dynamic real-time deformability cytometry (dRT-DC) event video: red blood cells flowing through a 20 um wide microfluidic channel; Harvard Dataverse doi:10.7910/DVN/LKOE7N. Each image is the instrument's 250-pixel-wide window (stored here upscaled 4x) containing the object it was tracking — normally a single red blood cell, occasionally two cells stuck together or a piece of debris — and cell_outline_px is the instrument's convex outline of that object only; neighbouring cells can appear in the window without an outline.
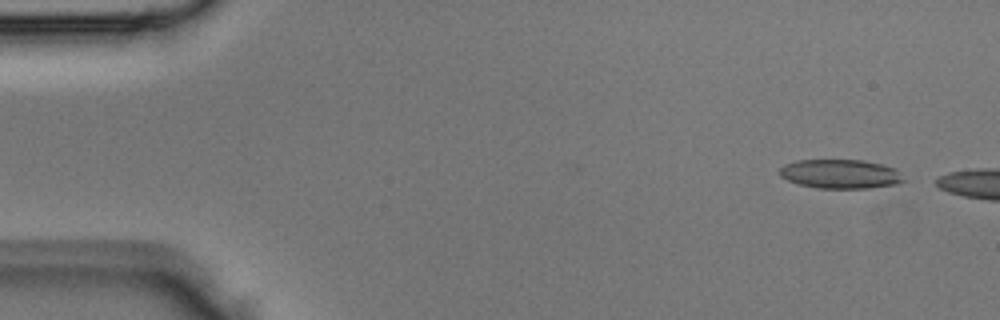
{"species": "Egyptian fruit bat (a non-hibernating species)", "species_latin": "Rousettus aegyptiacus", "temperature_condition": "room temperature", "stored_images_in_passage": 2, "camera_frame_rate_fps": 3000, "um_per_image_px": 0.085, "animal": {"sex": "male"}, "frame": {"image": 1, "passage_image": 1, "time_ms": 0.0, "image_size_px": [1000, 320], "cell_outline_px": [[908, 180], [896, 184], [868, 188], [820, 188], [800, 184], [788, 180], [780, 176], [780, 168], [784, 164], [796, 160], [864, 160], [880, 164], [892, 168]], "centroid_in_image_um": [71.43, 14.78], "position_along_channel_um": 13.6, "area_um2": 20.87}}